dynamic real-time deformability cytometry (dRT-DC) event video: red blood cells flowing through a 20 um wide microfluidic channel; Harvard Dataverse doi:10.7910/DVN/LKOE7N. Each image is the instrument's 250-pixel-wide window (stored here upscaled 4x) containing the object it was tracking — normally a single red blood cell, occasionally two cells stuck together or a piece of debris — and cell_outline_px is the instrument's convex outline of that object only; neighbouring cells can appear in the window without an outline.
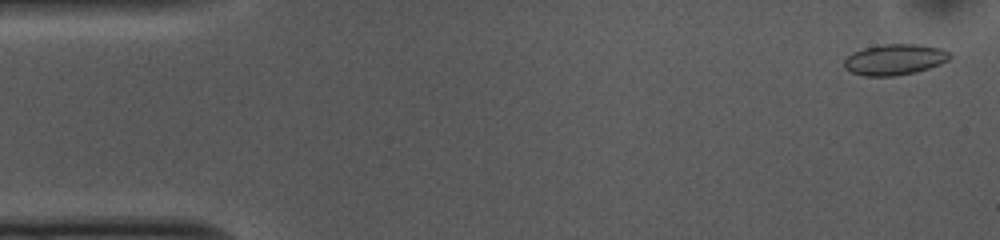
{"species": "common noctule bat (a hibernating species)", "species_latin": "Nyctalus noctula", "temperature_condition": "cold", "stored_images_in_passage": 52, "camera_frame_rate_fps": 3000, "um_per_image_px": 0.085, "animal": {"sex": "female", "body_mass_g": 10.0, "forearm_length_mm": 53.1}, "frame": {"image": 1, "passage_image": 2, "time_ms": 0.333, "image_size_px": [1000, 240], "cell_outline_px": [[952, 56], [948, 60], [940, 64], [916, 72], [892, 76], [864, 76], [852, 72], [844, 68], [844, 60], [852, 52], [864, 48], [884, 44], [920, 44], [940, 48], [948, 52]], "centroid_in_image_um": [76.04, 5.06], "position_along_channel_um": 9.0, "area_um2": 18.96}}
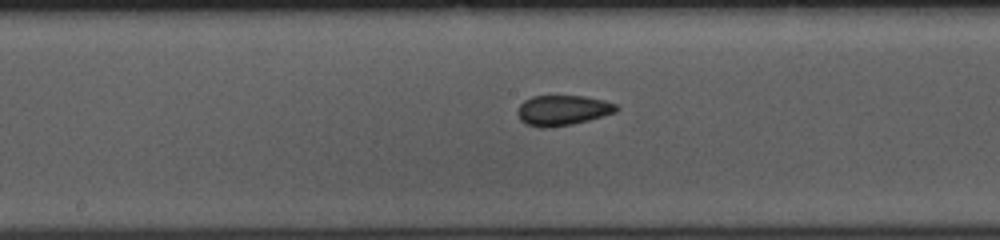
{"frame": {"image": 2, "passage_image": 26, "time_ms": 8.333, "image_size_px": [1000, 240], "cell_outline_px": [[620, 108], [616, 112], [588, 120], [572, 124], [548, 128], [540, 128], [528, 124], [520, 120], [516, 112], [520, 104], [524, 100], [532, 96], [584, 96], [604, 100], [616, 104]], "centroid_in_image_um": [47.81, 9.37], "position_along_channel_um": 200.4, "area_um2": 17.46}}
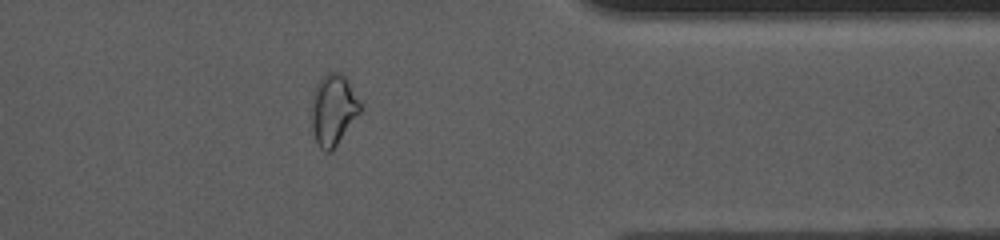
{"frame": {"image": 3, "passage_image": 42, "time_ms": 13.667, "image_size_px": [1000, 240], "cell_outline_px": [[364, 108], [332, 152], [324, 152], [320, 148], [316, 140], [312, 128], [312, 104], [316, 88], [320, 80], [328, 72], [340, 72], [348, 80], [360, 100]], "centroid_in_image_um": [28.38, 9.36], "position_along_channel_um": 383.0, "area_um2": 20.17}}